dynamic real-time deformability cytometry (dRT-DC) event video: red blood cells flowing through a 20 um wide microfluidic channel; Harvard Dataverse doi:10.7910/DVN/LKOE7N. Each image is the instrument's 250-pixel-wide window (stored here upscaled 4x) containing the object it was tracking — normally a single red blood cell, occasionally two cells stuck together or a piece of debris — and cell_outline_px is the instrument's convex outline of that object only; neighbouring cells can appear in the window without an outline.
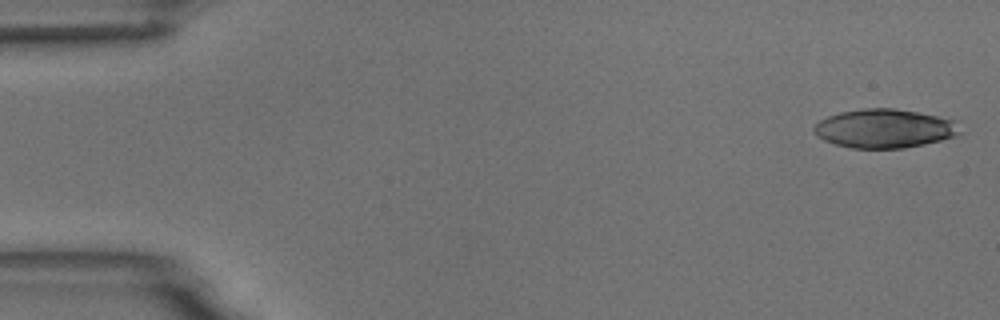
{"species": "common noctule bat (a hibernating species)", "species_latin": "Nyctalus noctula", "temperature_condition": "room temperature", "stored_images_in_passage": 19, "camera_frame_rate_fps": 3000, "um_per_image_px": 0.085, "animal": {"sex": "male", "body_mass_g": 18.8}, "frame": {"image": 1, "passage_image": 1, "time_ms": 0.0, "image_size_px": [1000, 320], "cell_outline_px": [[964, 132], [940, 140], [924, 144], [904, 148], [852, 148], [836, 144], [824, 140], [816, 136], [812, 132], [812, 128], [820, 120], [828, 116], [840, 112], [864, 108], [892, 108], [916, 112], [960, 120]], "centroid_in_image_um": [75.22, 10.92], "position_along_channel_um": 9.8, "area_um2": 33.35}}
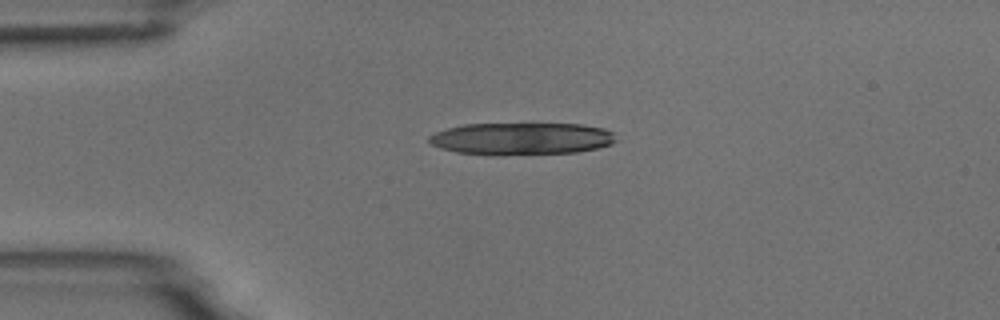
{"frame": {"image": 2, "passage_image": 12, "time_ms": 3.667, "image_size_px": [1000, 320], "cell_outline_px": [[616, 140], [612, 144], [596, 148], [576, 152], [492, 156], [456, 152], [440, 148], [432, 144], [428, 140], [428, 136], [436, 132], [448, 128], [464, 124], [584, 124], [604, 128], [612, 132]], "centroid_in_image_um": [44.3, 11.8], "position_along_channel_um": 40.7, "area_um2": 35.32}}